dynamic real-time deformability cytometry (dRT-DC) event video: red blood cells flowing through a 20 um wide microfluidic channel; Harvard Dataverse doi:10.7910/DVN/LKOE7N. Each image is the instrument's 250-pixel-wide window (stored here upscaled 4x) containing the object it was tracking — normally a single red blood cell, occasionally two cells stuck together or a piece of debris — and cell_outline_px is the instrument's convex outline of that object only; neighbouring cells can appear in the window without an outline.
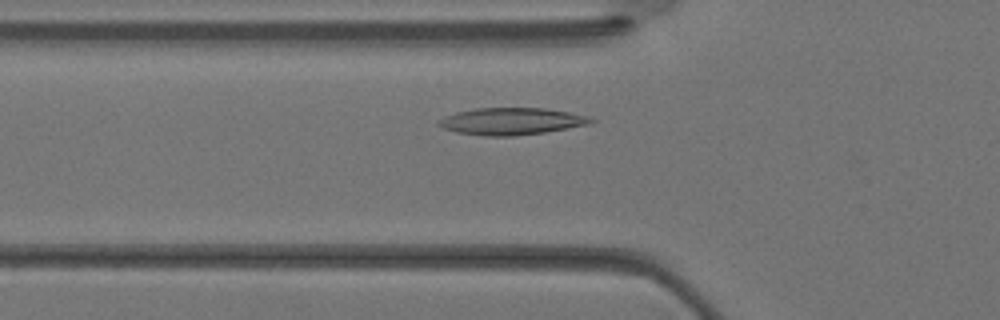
{"species": "Egyptian fruit bat (a non-hibernating species)", "species_latin": "Rousettus aegyptiacus", "temperature_condition": "warm", "stored_images_in_passage": 28, "camera_frame_rate_fps": 3000, "um_per_image_px": 0.085, "animal": {"sex": "female"}, "frame": {"image": 1, "passage_image": 7, "time_ms": 2.0, "image_size_px": [1000, 320], "cell_outline_px": [[596, 120], [588, 124], [544, 132], [512, 136], [484, 136], [456, 132], [444, 128], [436, 124], [436, 120], [444, 116], [456, 112], [476, 108], [544, 108], [572, 112], [588, 116]], "centroid_in_image_um": [43.43, 10.3], "position_along_channel_um": 82.4, "area_um2": 23.99}}
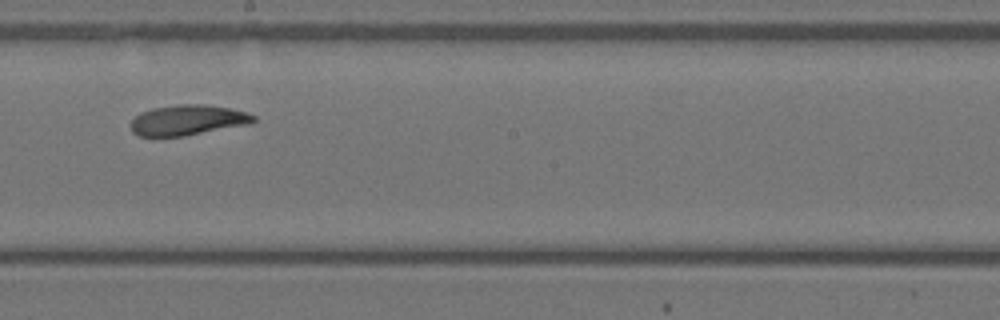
{"frame": {"image": 2, "passage_image": 15, "time_ms": 4.667, "image_size_px": [1000, 320], "cell_outline_px": [[256, 120], [252, 124], [184, 136], [140, 136], [132, 132], [132, 120], [140, 112], [152, 108], [176, 104], [204, 104], [228, 108], [248, 112], [256, 116]], "centroid_in_image_um": [16.0, 10.2], "position_along_channel_um": 232.2, "area_um2": 21.85}}
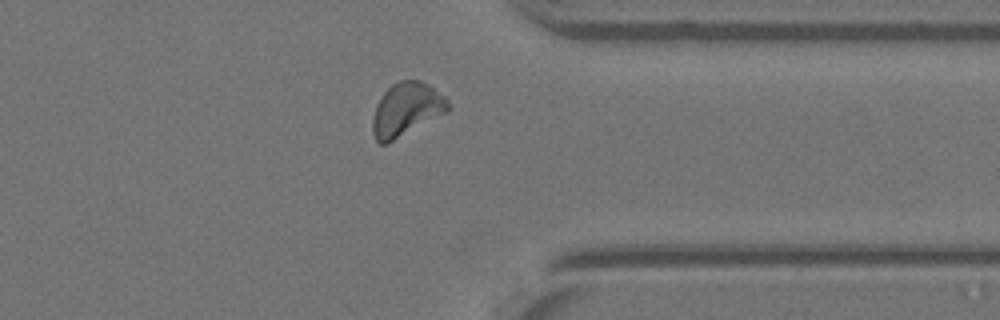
{"frame": {"image": 3, "passage_image": 23, "time_ms": 7.333, "image_size_px": [1000, 320], "cell_outline_px": [[452, 108], [448, 112], [384, 144], [380, 144], [376, 140], [372, 132], [372, 120], [376, 104], [384, 92], [392, 84], [400, 80], [420, 80], [444, 96], [448, 100]], "centroid_in_image_um": [34.54, 9.29], "position_along_channel_um": 376.9, "area_um2": 23.18}}